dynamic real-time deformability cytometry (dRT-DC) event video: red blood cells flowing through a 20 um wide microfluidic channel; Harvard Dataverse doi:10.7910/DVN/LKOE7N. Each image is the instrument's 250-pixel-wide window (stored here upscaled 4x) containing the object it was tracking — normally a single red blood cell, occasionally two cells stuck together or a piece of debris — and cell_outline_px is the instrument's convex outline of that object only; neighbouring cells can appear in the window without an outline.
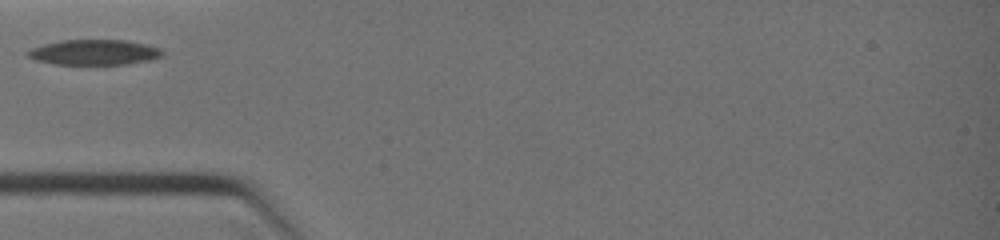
{"species": "common noctule bat (a hibernating species)", "species_latin": "Nyctalus noctula", "temperature_condition": "warm", "stored_images_in_passage": 2, "camera_frame_rate_fps": 3000, "um_per_image_px": 0.085, "animal": {"sex": "female", "body_mass_g": 19.0, "forearm_length_mm": 51.5}, "frame": {"image": 1, "passage_image": 1, "time_ms": 0.0, "image_size_px": [1000, 240], "cell_outline_px": [[164, 56], [152, 60], [128, 64], [52, 64], [36, 60], [28, 56], [24, 52], [28, 48], [44, 44], [64, 40], [124, 40], [144, 44], [160, 48], [164, 52]], "centroid_in_image_um": [8.0, 4.45], "position_along_channel_um": 77.0, "area_um2": 20.0}}